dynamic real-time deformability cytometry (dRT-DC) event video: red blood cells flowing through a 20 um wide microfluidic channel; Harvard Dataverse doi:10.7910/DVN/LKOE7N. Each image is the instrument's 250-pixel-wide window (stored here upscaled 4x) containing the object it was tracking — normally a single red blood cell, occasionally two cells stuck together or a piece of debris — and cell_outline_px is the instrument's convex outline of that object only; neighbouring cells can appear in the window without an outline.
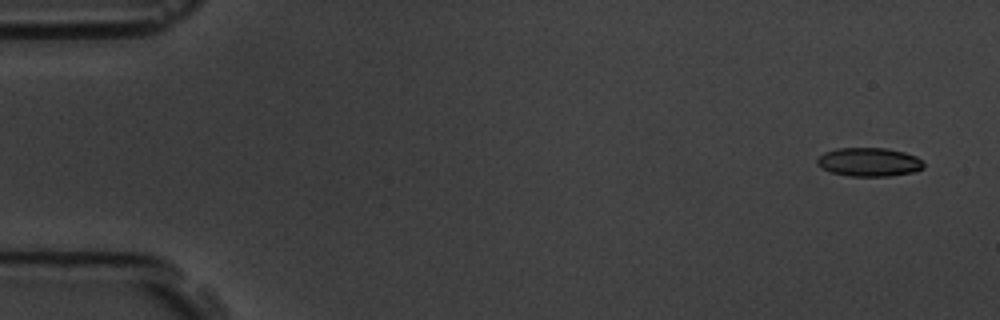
{"species": "common noctule bat (a hibernating species)", "species_latin": "Nyctalus noctula", "temperature_condition": "room temperature", "stored_images_in_passage": 15, "camera_frame_rate_fps": 3000, "um_per_image_px": 0.085, "animal": {"sex": "male", "body_mass_g": 19.5, "forearm_length_mm": 54.6}, "frame": {"image": 1, "passage_image": 1, "time_ms": 0.0, "image_size_px": [1000, 320], "cell_outline_px": [[924, 168], [912, 172], [888, 176], [848, 176], [832, 172], [820, 168], [816, 164], [816, 160], [824, 152], [836, 148], [884, 148], [904, 152], [916, 156], [924, 164]], "centroid_in_image_um": [73.83, 13.77], "position_along_channel_um": 11.2, "area_um2": 17.8}}
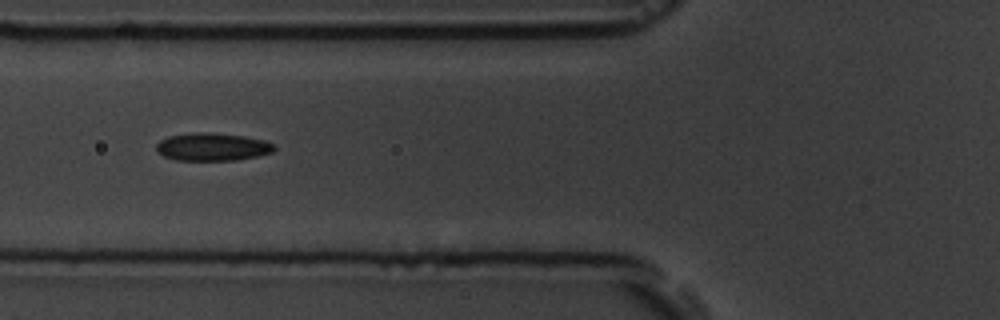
{"frame": {"image": 2, "passage_image": 6, "time_ms": 6.333, "image_size_px": [1000, 320], "cell_outline_px": [[276, 148], [272, 152], [260, 156], [236, 160], [176, 160], [164, 156], [156, 152], [156, 144], [160, 140], [168, 136], [192, 132], [212, 132], [244, 136], [264, 140], [272, 144]], "centroid_in_image_um": [18.03, 12.48], "position_along_channel_um": 107.8, "area_um2": 19.31}}
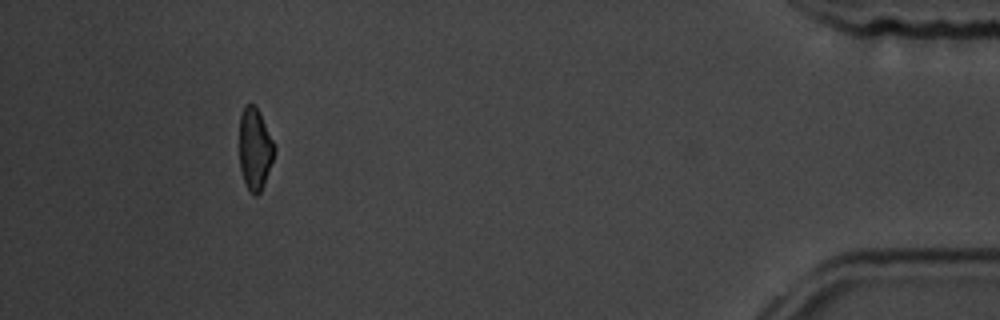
{"frame": {"image": 3, "passage_image": 14, "time_ms": 16.667, "image_size_px": [1000, 320], "cell_outline_px": [[276, 148], [264, 184], [260, 192], [256, 196], [252, 196], [244, 180], [240, 168], [240, 116], [244, 104], [252, 104], [260, 112]], "centroid_in_image_um": [21.66, 12.65], "position_along_channel_um": 413.5, "area_um2": 16.53}, "authors_computed_cell_mechanics": {"area_um2": 18.0336, "velocity_mm_per_s": 3.5894, "shape_relaxation_time_tau1_ms": 3.7863, "shape_relaxation_time_tau2_ms": 1.6347, "deformation_change_tau1": 0.0889, "deformation_change_tau2": 0.0694}}